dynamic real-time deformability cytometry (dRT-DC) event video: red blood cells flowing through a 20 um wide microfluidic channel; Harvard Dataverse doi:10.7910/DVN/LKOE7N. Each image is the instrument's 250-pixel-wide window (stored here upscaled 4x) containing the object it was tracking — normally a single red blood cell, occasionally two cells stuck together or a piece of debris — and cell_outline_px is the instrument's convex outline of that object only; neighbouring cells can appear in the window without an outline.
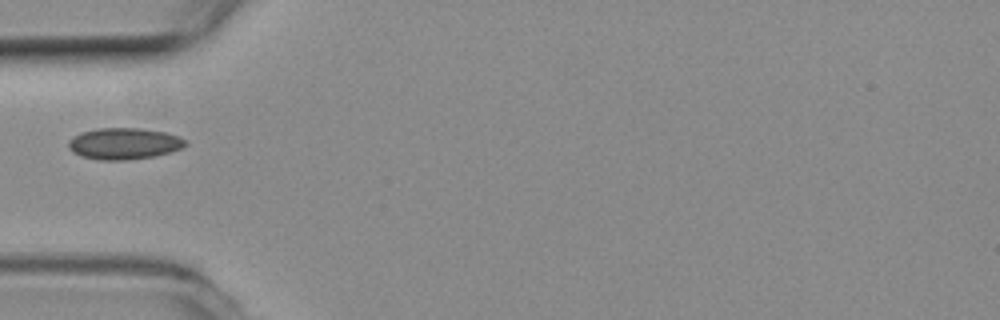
{"species": "common noctule bat (a hibernating species)", "species_latin": "Nyctalus noctula", "temperature_condition": "room temperature", "stored_images_in_passage": 5, "camera_frame_rate_fps": 3000, "um_per_image_px": 0.085, "animal": {"sex": "female", "body_mass_g": 19.3, "forearm_length_mm": 54.1}, "frame": {"image": 1, "passage_image": 1, "time_ms": 0.0, "image_size_px": [1000, 320], "cell_outline_px": [[188, 144], [180, 148], [168, 152], [152, 156], [124, 160], [96, 160], [80, 156], [72, 152], [68, 148], [68, 140], [72, 136], [80, 132], [100, 128], [140, 128], [164, 132], [176, 136], [184, 140]], "centroid_in_image_um": [10.45, 12.2], "position_along_channel_um": 74.6, "area_um2": 21.33}}
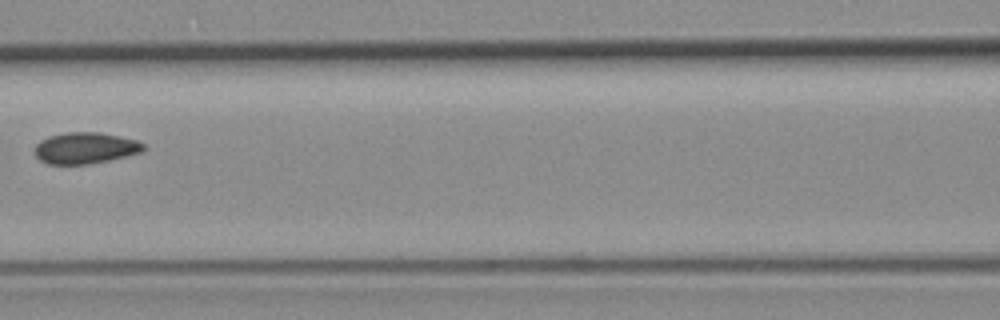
{"frame": {"image": 2, "passage_image": 3, "time_ms": 0.667, "image_size_px": [1000, 320], "cell_outline_px": [[144, 148], [140, 152], [108, 160], [88, 164], [48, 164], [40, 160], [36, 156], [36, 144], [40, 140], [48, 136], [68, 132], [100, 132], [120, 136], [136, 140], [144, 144]], "centroid_in_image_um": [7.22, 12.57], "position_along_channel_um": 159.4, "area_um2": 19.65}}
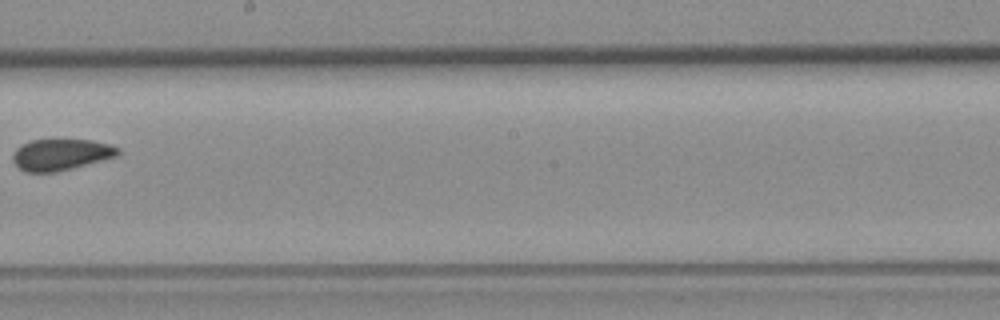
{"frame": {"image": 3, "passage_image": 5, "time_ms": 1.333, "image_size_px": [1000, 320], "cell_outline_px": [[120, 152], [116, 156], [72, 168], [56, 172], [24, 172], [12, 160], [12, 156], [16, 148], [32, 140], [92, 140], [112, 144], [120, 148]], "centroid_in_image_um": [5.19, 13.13], "position_along_channel_um": 243.0, "area_um2": 19.07}}